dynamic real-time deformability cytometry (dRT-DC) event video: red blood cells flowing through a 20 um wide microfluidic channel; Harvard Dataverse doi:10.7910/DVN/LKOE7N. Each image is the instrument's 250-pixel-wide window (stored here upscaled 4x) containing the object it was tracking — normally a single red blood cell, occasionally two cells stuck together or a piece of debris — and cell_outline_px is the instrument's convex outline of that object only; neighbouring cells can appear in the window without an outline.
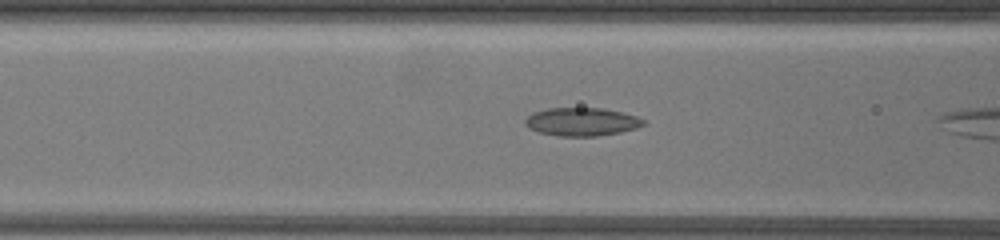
{"species": "common noctule bat (a hibernating species)", "species_latin": "Nyctalus noctula", "temperature_condition": "warm", "stored_images_in_passage": 8, "camera_frame_rate_fps": 3000, "um_per_image_px": 0.085, "animal": {"sex": "female", "body_mass_g": 19.5, "forearm_length_mm": 54.1}, "frame": {"image": 1, "passage_image": 4, "time_ms": 1.0, "image_size_px": [1000, 240], "cell_outline_px": [[648, 124], [636, 128], [620, 132], [596, 136], [556, 136], [540, 132], [528, 128], [524, 124], [524, 120], [532, 112], [548, 108], [604, 108], [636, 116], [644, 120]], "centroid_in_image_um": [49.43, 10.35], "position_along_channel_um": 117.2, "area_um2": 19.54}}